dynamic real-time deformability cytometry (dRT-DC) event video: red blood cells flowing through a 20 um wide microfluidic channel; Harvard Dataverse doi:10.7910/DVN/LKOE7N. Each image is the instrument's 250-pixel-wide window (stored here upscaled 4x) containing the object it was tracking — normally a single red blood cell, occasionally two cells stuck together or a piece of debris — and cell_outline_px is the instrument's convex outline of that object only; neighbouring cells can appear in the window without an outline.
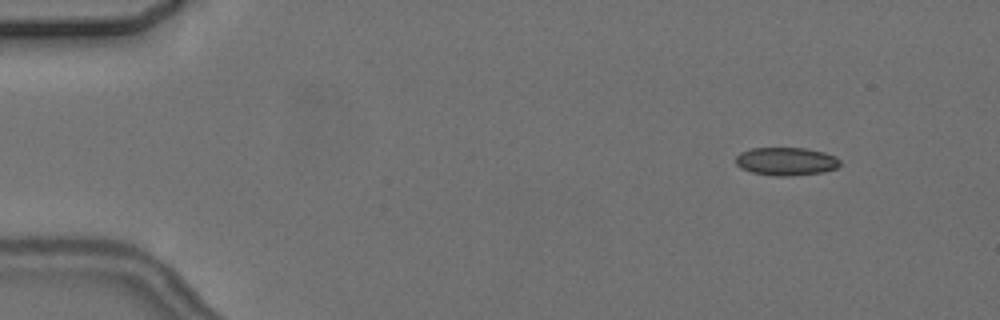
{"species": "common noctule bat (a hibernating species)", "species_latin": "Nyctalus noctula", "temperature_condition": "cold", "stored_images_in_passage": 4, "camera_frame_rate_fps": 3000, "um_per_image_px": 0.085, "animal": {"sex": "female", "body_mass_g": 24.6, "forearm_length_mm": 56.2}, "frame": {"image": 1, "passage_image": 1, "time_ms": 0.0, "image_size_px": [1000, 320], "cell_outline_px": [[840, 164], [836, 168], [824, 172], [784, 176], [776, 176], [752, 172], [740, 168], [736, 164], [736, 156], [740, 152], [752, 148], [804, 148], [824, 152], [836, 156], [840, 160]], "centroid_in_image_um": [66.82, 13.71], "position_along_channel_um": 18.2, "area_um2": 17.05}}
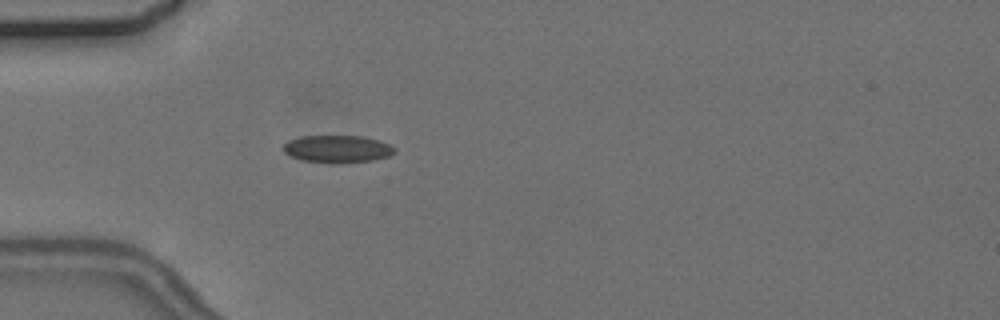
{"frame": {"image": 2, "passage_image": 4, "time_ms": 3.667, "image_size_px": [1000, 320], "cell_outline_px": [[396, 152], [388, 156], [372, 160], [304, 160], [292, 156], [284, 152], [284, 144], [288, 140], [300, 136], [364, 136], [380, 140], [396, 148]], "centroid_in_image_um": [28.71, 12.59], "position_along_channel_um": 56.3, "area_um2": 16.82}}